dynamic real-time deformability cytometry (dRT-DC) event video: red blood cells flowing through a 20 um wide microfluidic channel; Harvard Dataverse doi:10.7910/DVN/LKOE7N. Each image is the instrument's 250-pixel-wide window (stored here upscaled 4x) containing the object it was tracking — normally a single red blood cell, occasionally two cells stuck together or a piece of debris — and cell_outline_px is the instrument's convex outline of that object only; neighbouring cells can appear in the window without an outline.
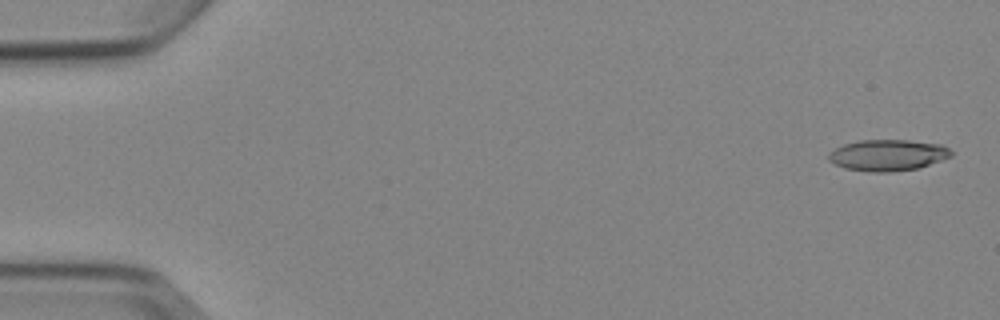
{"species": "Egyptian fruit bat (a non-hibernating species)", "species_latin": "Rousettus aegyptiacus", "temperature_condition": "cold", "stored_images_in_passage": 5, "camera_frame_rate_fps": 3000, "um_per_image_px": 0.085, "animal": {"sex": "female"}, "frame": {"image": 1, "passage_image": 1, "time_ms": 0.0, "image_size_px": [1000, 320], "cell_outline_px": [[952, 156], [916, 168], [892, 172], [868, 172], [844, 168], [828, 160], [828, 152], [844, 144], [860, 140], [908, 140], [940, 144], [948, 148], [952, 152]], "centroid_in_image_um": [75.42, 13.19], "position_along_channel_um": 9.6, "area_um2": 22.2}}
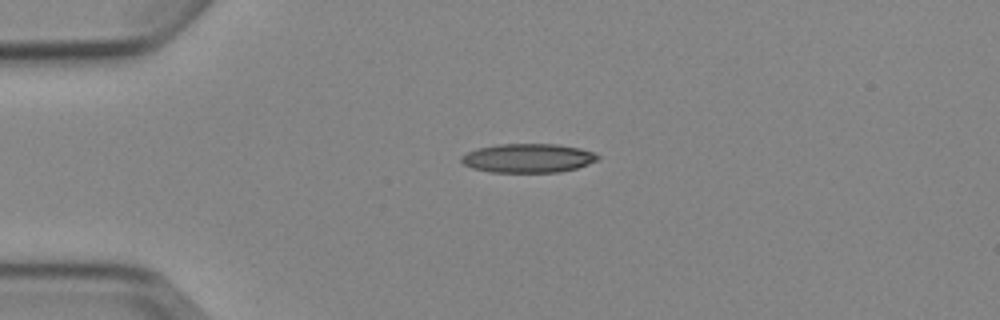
{"frame": {"image": 2, "passage_image": 4, "time_ms": 3.667, "image_size_px": [1000, 320], "cell_outline_px": [[600, 156], [596, 160], [588, 164], [576, 168], [560, 172], [488, 172], [472, 168], [464, 164], [460, 160], [460, 156], [476, 148], [500, 144], [556, 144], [580, 148], [596, 152]], "centroid_in_image_um": [44.88, 13.44], "position_along_channel_um": 40.1, "area_um2": 23.12}}